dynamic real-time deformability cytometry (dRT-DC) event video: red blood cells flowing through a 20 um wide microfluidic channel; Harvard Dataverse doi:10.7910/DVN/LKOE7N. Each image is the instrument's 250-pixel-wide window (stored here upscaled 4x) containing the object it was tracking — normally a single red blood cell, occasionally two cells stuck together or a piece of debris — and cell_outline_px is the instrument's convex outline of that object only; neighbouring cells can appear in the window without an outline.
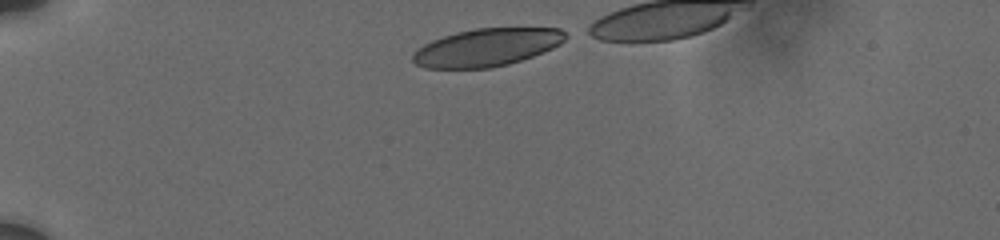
{"species": "human", "species_latin": "Homo sapiens", "temperature_condition": "cold", "stored_images_in_passage": 30, "camera_frame_rate_fps": 3000, "um_per_image_px": 0.085, "donor": {"sex": "male"}, "frame": {"image": 1, "passage_image": 1, "time_ms": 0.0, "image_size_px": [1000, 240], "cell_outline_px": [[568, 36], [560, 44], [544, 52], [508, 64], [492, 68], [424, 68], [416, 64], [412, 60], [412, 52], [416, 48], [432, 40], [456, 32], [476, 28], [560, 28]], "centroid_in_image_um": [41.35, 4.03], "position_along_channel_um": 43.7, "area_um2": 33.64}}
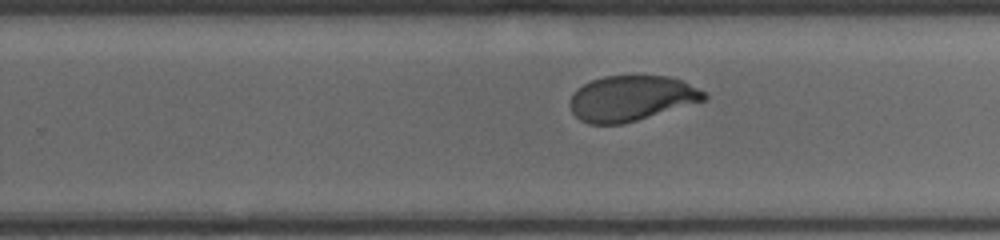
{"frame": {"image": 2, "passage_image": 19, "time_ms": 7.667, "image_size_px": [1000, 240], "cell_outline_px": [[708, 96], [704, 100], [636, 120], [620, 124], [588, 124], [580, 120], [572, 112], [568, 100], [572, 92], [576, 88], [592, 80], [604, 76], [668, 76], [684, 80], [708, 92]], "centroid_in_image_um": [53.64, 8.34], "position_along_channel_um": 276.2, "area_um2": 35.55}}
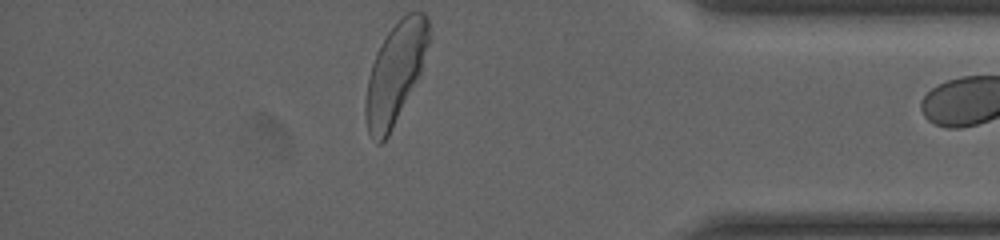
{"frame": {"image": 3, "passage_image": 29, "time_ms": 11.667, "image_size_px": [1000, 240], "cell_outline_px": [[428, 44], [420, 76], [388, 136], [380, 144], [376, 144], [368, 132], [364, 112], [364, 104], [368, 80], [372, 64], [376, 52], [380, 44], [388, 32], [400, 16], [408, 12], [424, 12], [428, 16]], "centroid_in_image_um": [33.59, 6.21], "position_along_channel_um": 401.6, "area_um2": 37.05}, "authors_computed_cell_mechanics": {"area_um2": 36.5007, "velocity_mm_per_s": 3.7023, "shape_relaxation_time_tau1_ms": 2.684, "shape_relaxation_time_tau2_ms": null, "deformation_change_tau1": 0.1413, "deformation_change_tau2": null}}